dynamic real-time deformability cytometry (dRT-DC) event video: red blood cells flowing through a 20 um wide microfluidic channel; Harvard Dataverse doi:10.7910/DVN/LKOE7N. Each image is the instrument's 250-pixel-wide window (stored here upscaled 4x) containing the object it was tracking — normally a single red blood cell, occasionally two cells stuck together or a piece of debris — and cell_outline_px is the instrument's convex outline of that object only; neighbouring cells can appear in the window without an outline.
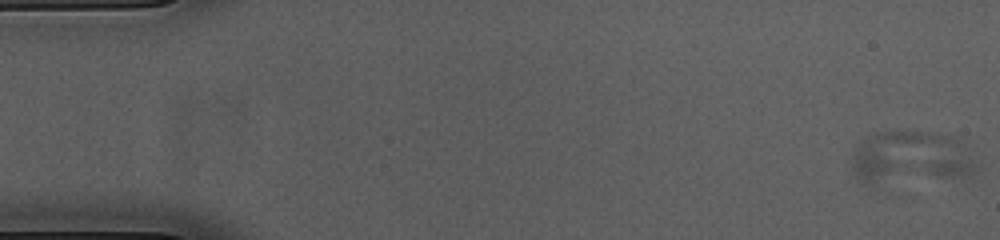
{"species": "common noctule bat (a hibernating species)", "species_latin": "Nyctalus noctula", "temperature_condition": "cold", "stored_images_in_passage": 50, "segment_of_instrument_passage": [1, 2], "camera_frame_rate_fps": 3000, "um_per_image_px": 0.085, "animal": {"sex": "female", "body_mass_g": 23.0, "forearm_length_mm": 53.4}, "frame": {"image": 1, "passage_image": 1, "time_ms": 0.0, "image_size_px": [1000, 240], "cell_outline_px": [[980, 168], [972, 176], [868, 184], [864, 184], [856, 180], [852, 172], [848, 160], [856, 144], [868, 136], [876, 132], [936, 132], [960, 136]], "centroid_in_image_um": [77.42, 13.4], "position_along_channel_um": 7.6, "area_um2": 39.82}}
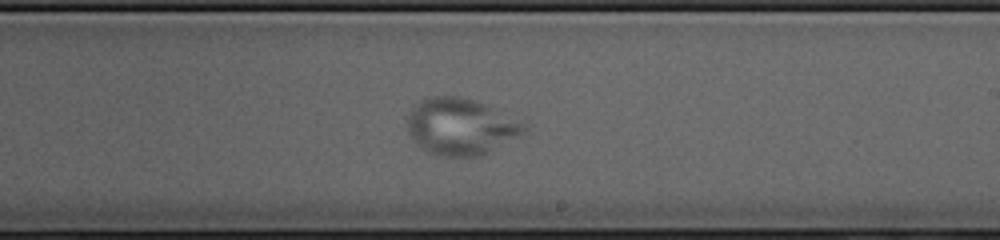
{"frame": {"image": 2, "passage_image": 32, "time_ms": 10.333, "image_size_px": [1000, 240], "cell_outline_px": [[528, 132], [524, 136], [484, 156], [436, 156], [420, 148], [416, 144], [408, 132], [408, 116], [412, 108], [420, 100], [428, 96], [460, 96], [488, 104], [524, 124], [528, 128]], "centroid_in_image_um": [39.21, 10.78], "position_along_channel_um": 249.8, "area_um2": 39.3}}
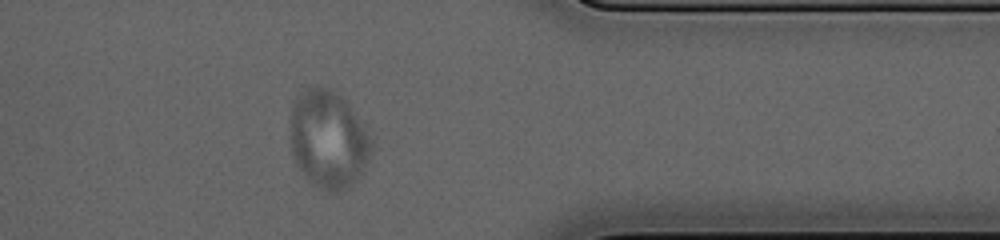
{"frame": {"image": 3, "passage_image": 44, "time_ms": 14.333, "image_size_px": [1000, 240], "cell_outline_px": [[372, 148], [356, 180], [348, 188], [332, 192], [328, 192], [312, 184], [308, 180], [296, 164], [292, 156], [288, 128], [292, 104], [300, 92], [316, 84], [320, 84], [328, 88], [348, 100], [372, 140]], "centroid_in_image_um": [27.84, 11.8], "position_along_channel_um": 383.6, "area_um2": 46.76}}